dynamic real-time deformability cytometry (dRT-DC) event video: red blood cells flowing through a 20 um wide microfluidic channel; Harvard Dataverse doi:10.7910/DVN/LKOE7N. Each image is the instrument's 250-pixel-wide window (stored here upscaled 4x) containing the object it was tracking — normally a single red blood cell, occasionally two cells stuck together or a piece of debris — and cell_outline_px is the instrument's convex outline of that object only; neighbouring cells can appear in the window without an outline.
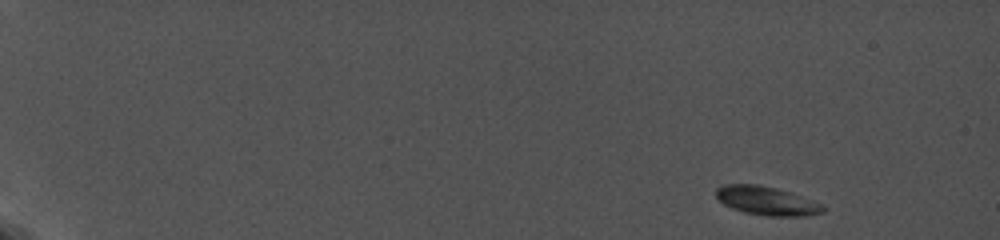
{"species": "common noctule bat (a hibernating species)", "species_latin": "Nyctalus noctula", "temperature_condition": "cold", "stored_images_in_passage": 37, "camera_frame_rate_fps": 5000, "um_per_image_px": 0.085, "animal": {"sex": "female", "body_mass_g": 19.0, "forearm_length_mm": 56.7}, "frame": {"image": 1, "passage_image": 1, "time_ms": 0.0, "image_size_px": [1000, 240], "cell_outline_px": [[824, 212], [808, 216], [768, 216], [744, 212], [732, 208], [724, 204], [716, 196], [716, 188], [724, 184], [756, 184], [776, 188], [792, 192], [812, 200], [820, 204], [824, 208]], "centroid_in_image_um": [65.17, 17.06], "position_along_channel_um": 19.8, "area_um2": 17.86}}
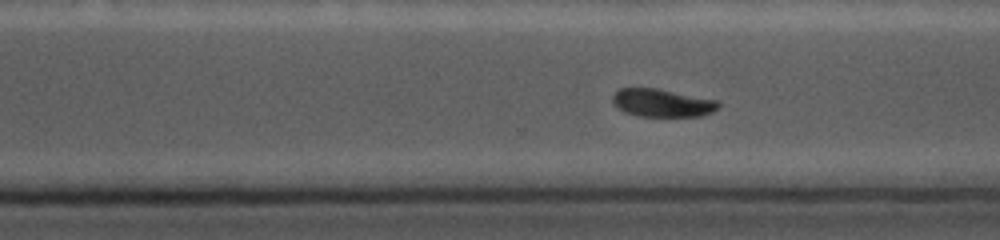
{"frame": {"image": 2, "passage_image": 32, "time_ms": 12.8, "image_size_px": [1000, 240], "cell_outline_px": [[720, 108], [712, 112], [700, 116], [636, 116], [624, 112], [616, 108], [612, 104], [612, 96], [620, 88], [656, 88], [716, 100], [720, 104]], "centroid_in_image_um": [56.24, 8.75], "position_along_channel_um": 314.4, "area_um2": 17.28}}
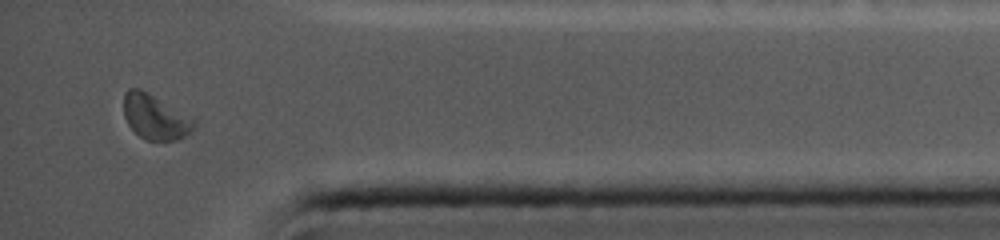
{"frame": {"image": 3, "passage_image": 37, "time_ms": 15.8, "image_size_px": [1000, 240], "cell_outline_px": [[200, 120], [192, 132], [176, 140], [144, 140], [128, 124], [124, 116], [124, 92], [128, 88], [140, 88]], "centroid_in_image_um": [13.25, 9.93], "position_along_channel_um": 421.9, "area_um2": 18.79}, "authors_computed_cell_mechanics": {"area_um2": 17.8602, "velocity_mm_per_s": 3.6988, "shape_relaxation_time_tau1_ms": 1.2153, "shape_relaxation_time_tau2_ms": null, "deformation_change_tau1": 0.0896, "deformation_change_tau2": null}}